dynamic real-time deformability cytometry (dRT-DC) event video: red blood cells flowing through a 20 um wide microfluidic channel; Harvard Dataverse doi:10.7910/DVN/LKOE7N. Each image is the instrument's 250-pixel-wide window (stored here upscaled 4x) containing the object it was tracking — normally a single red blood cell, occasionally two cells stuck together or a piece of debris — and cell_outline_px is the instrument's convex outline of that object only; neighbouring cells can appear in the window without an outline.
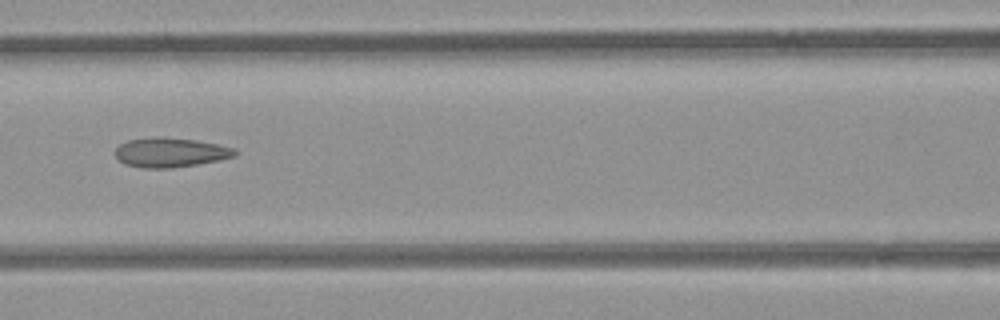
{"species": "common noctule bat (a hibernating species)", "species_latin": "Nyctalus noctula", "temperature_condition": "room temperature", "stored_images_in_passage": 3, "camera_frame_rate_fps": 3000, "um_per_image_px": 0.085, "animal": {"sex": "female", "body_mass_g": 21.9}, "frame": {"image": 1, "passage_image": 3, "time_ms": 2.333, "image_size_px": [1000, 320], "cell_outline_px": [[236, 156], [196, 164], [172, 168], [140, 168], [124, 164], [116, 156], [116, 148], [120, 144], [128, 140], [156, 136], [164, 136], [196, 140], [216, 144], [232, 148], [236, 152]], "centroid_in_image_um": [14.43, 12.95], "position_along_channel_um": 152.2, "area_um2": 20.46}}